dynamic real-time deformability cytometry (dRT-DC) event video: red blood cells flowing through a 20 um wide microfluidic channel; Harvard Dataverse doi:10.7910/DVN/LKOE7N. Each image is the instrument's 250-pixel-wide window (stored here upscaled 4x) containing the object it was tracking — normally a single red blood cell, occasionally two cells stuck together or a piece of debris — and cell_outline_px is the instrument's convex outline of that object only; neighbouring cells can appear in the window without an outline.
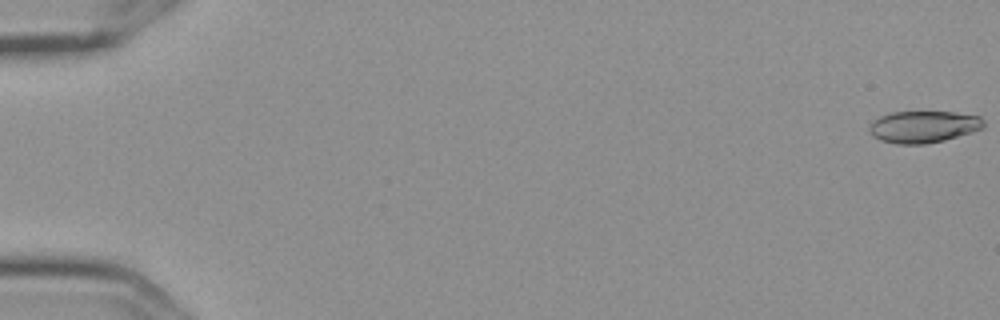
{"species": "Egyptian fruit bat (a non-hibernating species)", "species_latin": "Rousettus aegyptiacus", "temperature_condition": "cold", "stored_images_in_passage": 6, "camera_frame_rate_fps": 3000, "um_per_image_px": 0.085, "frame": {"image": 1, "passage_image": 1, "time_ms": 0.0, "image_size_px": [1000, 320], "cell_outline_px": [[984, 128], [972, 132], [944, 140], [924, 144], [896, 144], [880, 140], [872, 136], [868, 132], [868, 128], [872, 120], [880, 116], [892, 112], [956, 112], [980, 116], [984, 120]], "centroid_in_image_um": [78.47, 10.77], "position_along_channel_um": 6.5, "area_um2": 21.44}}